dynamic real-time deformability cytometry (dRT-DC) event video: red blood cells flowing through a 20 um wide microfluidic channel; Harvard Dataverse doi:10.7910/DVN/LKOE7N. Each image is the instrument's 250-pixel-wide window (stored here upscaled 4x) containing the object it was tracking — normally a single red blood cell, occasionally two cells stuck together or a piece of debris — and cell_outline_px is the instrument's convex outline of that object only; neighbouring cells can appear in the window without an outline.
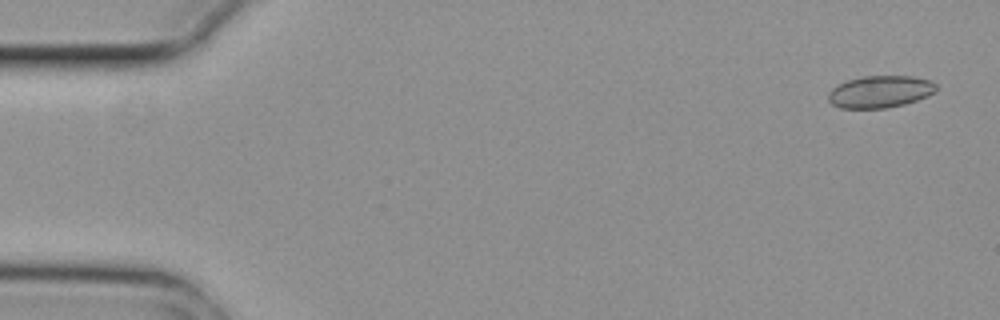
{"species": "common noctule bat (a hibernating species)", "species_latin": "Nyctalus noctula", "temperature_condition": "cold", "stored_images_in_passage": 5, "camera_frame_rate_fps": 3000, "um_per_image_px": 0.085, "animal": {"sex": "female", "body_mass_g": 29.2, "forearm_length_mm": 56.3}, "frame": {"image": 1, "passage_image": 1, "time_ms": 0.0, "image_size_px": [1000, 320], "cell_outline_px": [[936, 88], [928, 96], [904, 104], [884, 108], [840, 108], [832, 104], [828, 100], [828, 92], [832, 88], [848, 80], [864, 76], [912, 76], [932, 80], [936, 84]], "centroid_in_image_um": [74.8, 7.79], "position_along_channel_um": 10.2, "area_um2": 20.06}}
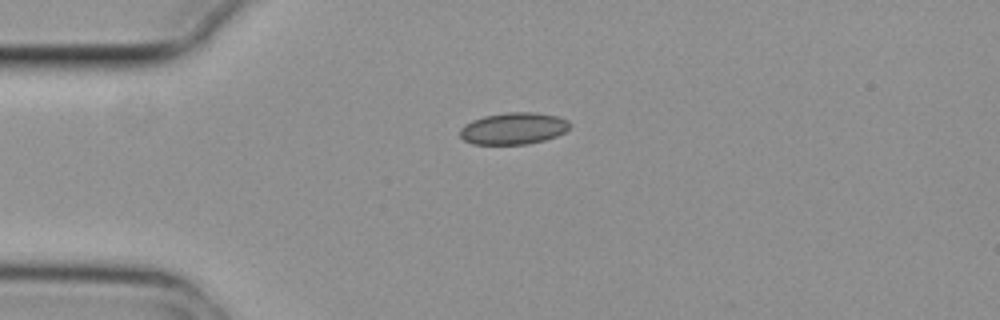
{"frame": {"image": 2, "passage_image": 4, "time_ms": 1.0, "image_size_px": [1000, 320], "cell_outline_px": [[572, 124], [564, 132], [556, 136], [544, 140], [528, 144], [472, 144], [464, 140], [460, 136], [460, 128], [464, 124], [472, 120], [484, 116], [508, 112], [536, 112], [556, 116], [568, 120]], "centroid_in_image_um": [43.64, 10.91], "position_along_channel_um": 41.4, "area_um2": 20.4}}